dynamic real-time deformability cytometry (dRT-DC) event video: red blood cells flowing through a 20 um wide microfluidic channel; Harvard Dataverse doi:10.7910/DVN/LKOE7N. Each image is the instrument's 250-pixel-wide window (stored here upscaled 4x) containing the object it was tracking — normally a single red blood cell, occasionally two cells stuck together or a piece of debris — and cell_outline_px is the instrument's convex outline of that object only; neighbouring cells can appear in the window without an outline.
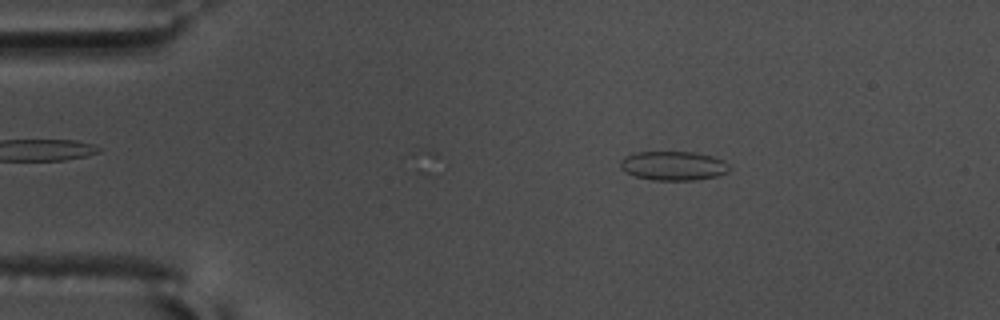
{"species": "common noctule bat (a hibernating species)", "species_latin": "Nyctalus noctula", "temperature_condition": "warm", "stored_images_in_passage": 39, "camera_frame_rate_fps": 3000, "um_per_image_px": 0.085, "animal": {"sex": "male", "body_mass_g": 17.5, "forearm_length_mm": 52.3}, "frame": {"image": 1, "passage_image": 7, "time_ms": 2.0, "image_size_px": [1000, 320], "cell_outline_px": [[728, 172], [716, 176], [692, 180], [656, 180], [636, 176], [624, 172], [620, 168], [620, 160], [624, 156], [632, 152], [696, 152], [712, 156], [724, 160], [728, 164]], "centroid_in_image_um": [57.19, 14.08], "position_along_channel_um": 27.8, "area_um2": 18.55}}
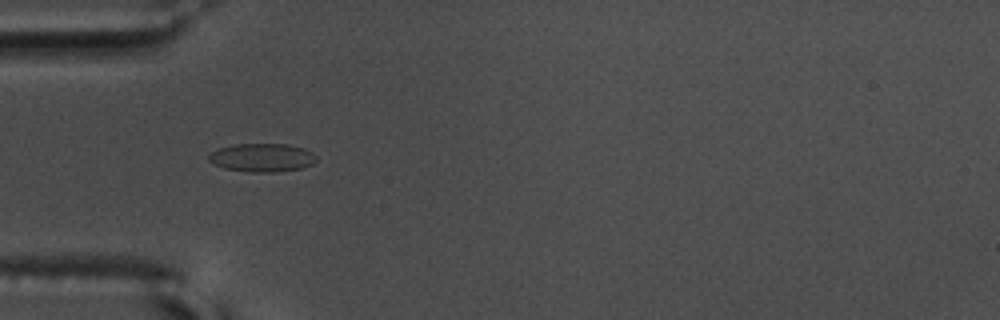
{"frame": {"image": 2, "passage_image": 15, "time_ms": 4.667, "image_size_px": [1000, 320], "cell_outline_px": [[316, 160], [312, 164], [300, 168], [276, 172], [252, 172], [224, 168], [208, 160], [208, 156], [212, 152], [220, 148], [236, 144], [288, 144], [304, 148], [312, 152], [316, 156]], "centroid_in_image_um": [22.3, 13.39], "position_along_channel_um": 62.7, "area_um2": 17.63}}
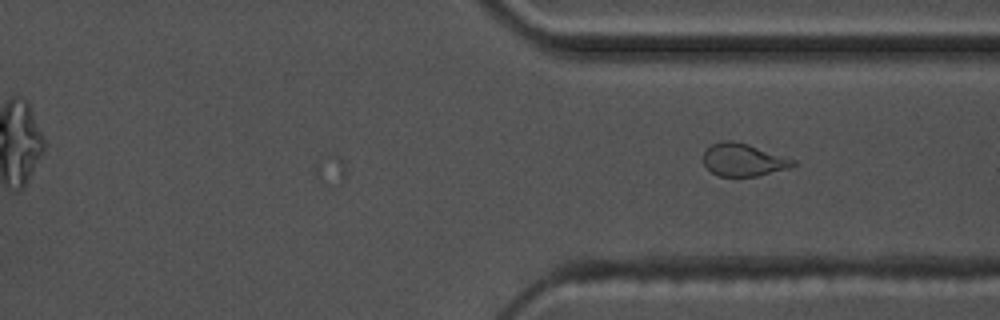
{"frame": {"image": 3, "passage_image": 39, "time_ms": 12.667, "image_size_px": [1000, 320], "cell_outline_px": [[796, 164], [792, 168], [756, 176], [716, 176], [704, 164], [704, 152], [712, 144], [720, 140], [732, 140], [748, 144], [796, 160]], "centroid_in_image_um": [63.2, 13.59], "position_along_channel_um": 348.2, "area_um2": 17.11}}